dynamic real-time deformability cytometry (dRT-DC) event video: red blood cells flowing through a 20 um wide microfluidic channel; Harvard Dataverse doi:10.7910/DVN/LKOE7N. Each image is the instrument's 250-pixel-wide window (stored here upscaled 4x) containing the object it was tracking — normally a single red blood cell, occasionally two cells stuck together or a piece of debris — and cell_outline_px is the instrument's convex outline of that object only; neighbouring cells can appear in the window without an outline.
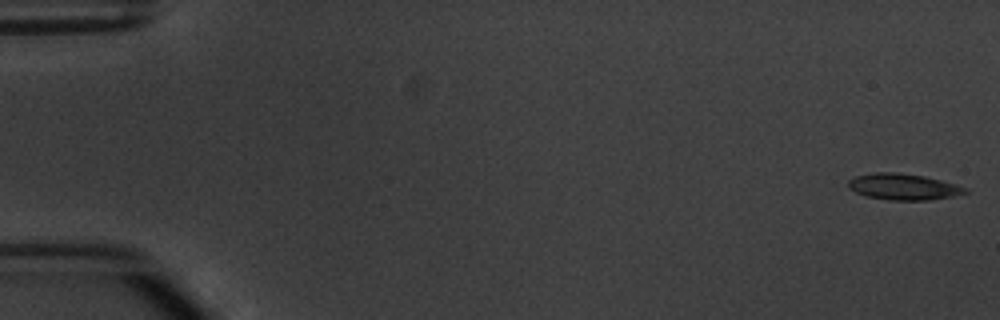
{"species": "common noctule bat (a hibernating species)", "species_latin": "Nyctalus noctula", "temperature_condition": "warm", "stored_images_in_passage": 7, "camera_frame_rate_fps": 3000, "um_per_image_px": 0.085, "animal": {"sex": "male", "body_mass_g": 20.1, "forearm_length_mm": 53.5}, "frame": {"image": 1, "passage_image": 1, "time_ms": 0.0, "image_size_px": [1000, 320], "cell_outline_px": [[968, 192], [952, 196], [928, 200], [888, 200], [864, 196], [848, 188], [848, 180], [856, 176], [876, 172], [896, 172], [924, 176], [940, 180], [968, 188]], "centroid_in_image_um": [76.75, 15.88], "position_along_channel_um": 8.3, "area_um2": 17.8}}
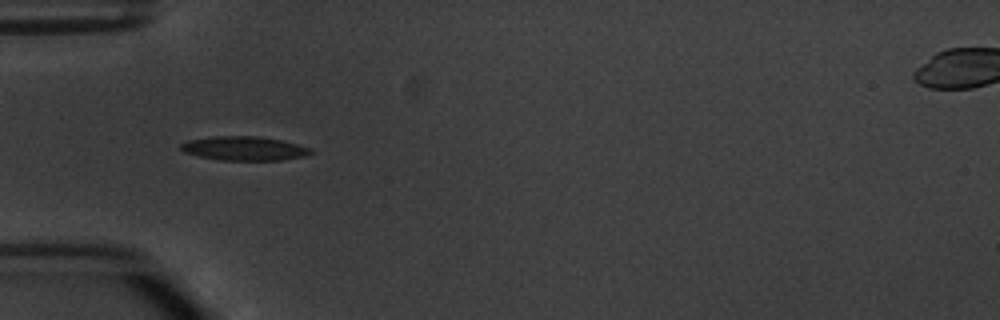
{"frame": {"image": 2, "passage_image": 5, "time_ms": 5.333, "image_size_px": [1000, 320], "cell_outline_px": [[312, 152], [304, 156], [280, 160], [220, 160], [200, 156], [184, 152], [180, 148], [180, 144], [188, 140], [212, 136], [260, 136], [280, 140], [312, 148]], "centroid_in_image_um": [20.73, 12.61], "position_along_channel_um": 64.3, "area_um2": 18.09}}
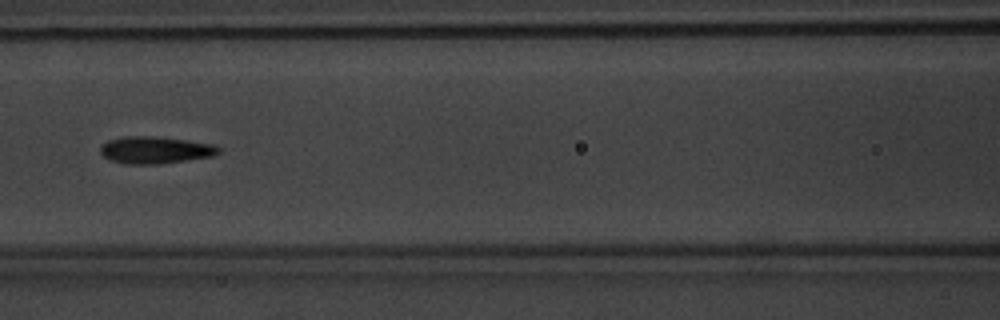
{"frame": {"image": 3, "passage_image": 7, "time_ms": 7.667, "image_size_px": [1000, 320], "cell_outline_px": [[220, 152], [212, 156], [160, 164], [124, 164], [112, 160], [104, 156], [100, 152], [100, 148], [108, 140], [124, 136], [152, 136], [188, 140], [216, 144], [220, 148]], "centroid_in_image_um": [13.22, 12.75], "position_along_channel_um": 153.4, "area_um2": 18.67}}